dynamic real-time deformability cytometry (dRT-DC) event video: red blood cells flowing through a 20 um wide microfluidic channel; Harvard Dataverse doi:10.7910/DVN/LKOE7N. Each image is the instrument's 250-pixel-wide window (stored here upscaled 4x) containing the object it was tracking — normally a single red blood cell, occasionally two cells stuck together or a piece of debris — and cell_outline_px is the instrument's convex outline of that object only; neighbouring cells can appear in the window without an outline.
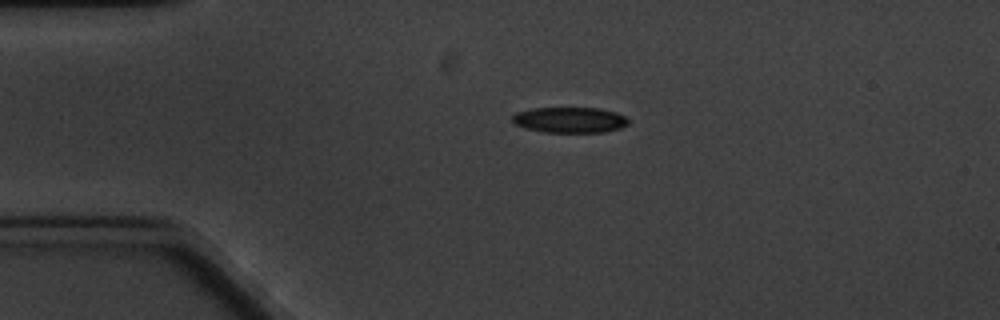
{"species": "common noctule bat (a hibernating species)", "species_latin": "Nyctalus noctula", "temperature_condition": "cold", "stored_images_in_passage": 4, "camera_frame_rate_fps": 3000, "um_per_image_px": 0.085, "animal": {"sex": "male", "body_mass_g": 20.1, "forearm_length_mm": 53.5}, "frame": {"image": 1, "passage_image": 3, "time_ms": 2.0, "image_size_px": [1000, 320], "cell_outline_px": [[628, 124], [620, 128], [604, 132], [544, 132], [528, 128], [516, 124], [512, 120], [512, 116], [516, 112], [532, 108], [600, 108], [616, 112], [624, 116], [628, 120]], "centroid_in_image_um": [48.44, 10.18], "position_along_channel_um": 36.6, "area_um2": 17.22}}